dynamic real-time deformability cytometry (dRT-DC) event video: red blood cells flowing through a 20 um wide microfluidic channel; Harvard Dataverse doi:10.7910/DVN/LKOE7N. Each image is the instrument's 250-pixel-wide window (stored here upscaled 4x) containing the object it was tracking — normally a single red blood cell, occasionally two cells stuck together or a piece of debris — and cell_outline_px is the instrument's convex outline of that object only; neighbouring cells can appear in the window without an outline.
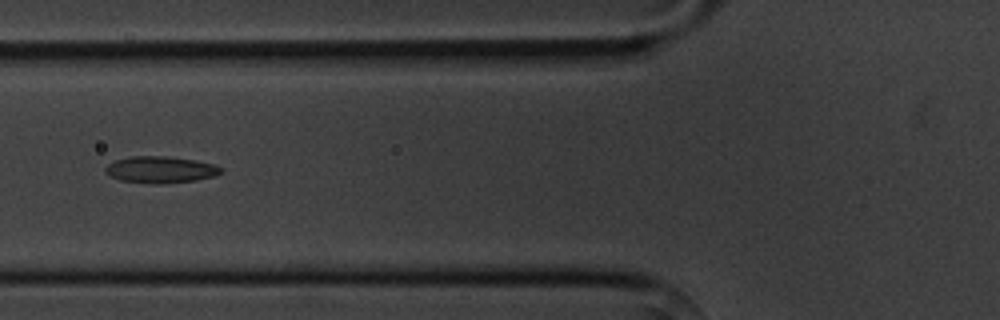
{"species": "common noctule bat (a hibernating species)", "species_latin": "Nyctalus noctula", "temperature_condition": "cold", "stored_images_in_passage": 6, "camera_frame_rate_fps": 3000, "um_per_image_px": 0.085, "animal": {"sex": "male", "body_mass_g": 20.1, "forearm_length_mm": 53.5}, "frame": {"image": 1, "passage_image": 6, "time_ms": 5.667, "image_size_px": [1000, 320], "cell_outline_px": [[224, 172], [216, 176], [196, 180], [164, 184], [152, 184], [120, 180], [104, 172], [104, 168], [108, 164], [116, 160], [128, 156], [164, 156], [196, 160], [212, 164], [220, 168]], "centroid_in_image_um": [13.64, 14.42], "position_along_channel_um": 112.2, "area_um2": 18.03}}